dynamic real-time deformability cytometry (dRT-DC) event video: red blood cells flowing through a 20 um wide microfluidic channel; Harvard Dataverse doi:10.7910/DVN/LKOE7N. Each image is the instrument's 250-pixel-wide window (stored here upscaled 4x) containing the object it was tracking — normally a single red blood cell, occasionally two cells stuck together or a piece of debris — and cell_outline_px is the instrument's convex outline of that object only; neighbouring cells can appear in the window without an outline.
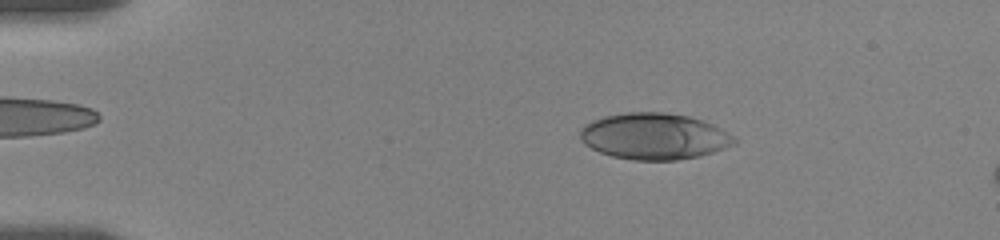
{"species": "human", "species_latin": "Homo sapiens", "temperature_condition": "room temperature", "stored_images_in_passage": 56, "camera_frame_rate_fps": 3000, "um_per_image_px": 0.085, "donor": {"sex": "female"}, "frame": {"image": 1, "passage_image": 9, "time_ms": 2.667, "image_size_px": [1000, 240], "cell_outline_px": [[736, 144], [700, 156], [676, 160], [632, 160], [612, 156], [600, 152], [584, 144], [580, 140], [580, 128], [604, 116], [628, 112], [664, 112], [688, 116], [712, 124], [728, 132], [736, 140]], "centroid_in_image_um": [55.6, 11.59], "position_along_channel_um": 29.4, "area_um2": 41.38}}
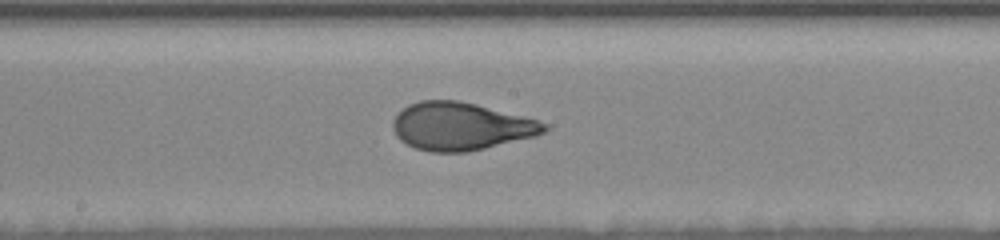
{"frame": {"image": 2, "passage_image": 30, "time_ms": 9.667, "image_size_px": [1000, 240], "cell_outline_px": [[548, 128], [544, 132], [536, 136], [468, 152], [428, 152], [416, 148], [400, 140], [396, 136], [392, 128], [392, 120], [408, 104], [420, 100], [456, 100], [476, 104], [536, 120], [548, 124]], "centroid_in_image_um": [39.14, 10.74], "position_along_channel_um": 209.1, "area_um2": 41.96}}
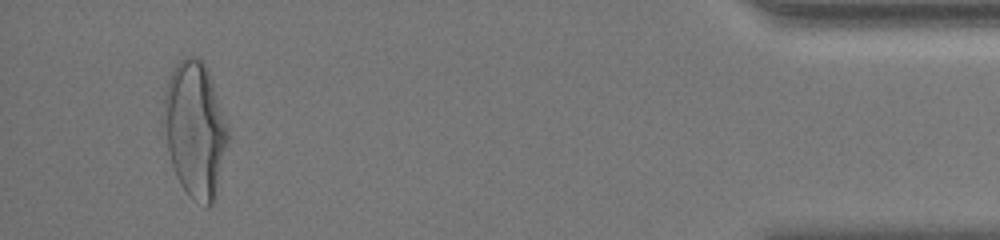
{"frame": {"image": 3, "passage_image": 53, "time_ms": 17.333, "image_size_px": [1000, 240], "cell_outline_px": [[228, 140], [216, 200], [212, 204], [208, 204], [192, 200], [188, 196], [180, 184], [176, 176], [172, 164], [160, 124], [160, 116], [164, 96], [168, 80], [172, 68], [184, 56], [200, 56], [204, 60], [208, 68], [228, 124]], "centroid_in_image_um": [16.55, 10.96], "position_along_channel_um": 418.6, "area_um2": 52.14}, "authors_computed_cell_mechanics": {"area_um2": 42.0206, "velocity_mm_per_s": 3.5427, "shape_relaxation_time_tau1_ms": 4.9016, "shape_relaxation_time_tau2_ms": null, "deformation_change_tau1": 0.2131, "deformation_change_tau2": null}}